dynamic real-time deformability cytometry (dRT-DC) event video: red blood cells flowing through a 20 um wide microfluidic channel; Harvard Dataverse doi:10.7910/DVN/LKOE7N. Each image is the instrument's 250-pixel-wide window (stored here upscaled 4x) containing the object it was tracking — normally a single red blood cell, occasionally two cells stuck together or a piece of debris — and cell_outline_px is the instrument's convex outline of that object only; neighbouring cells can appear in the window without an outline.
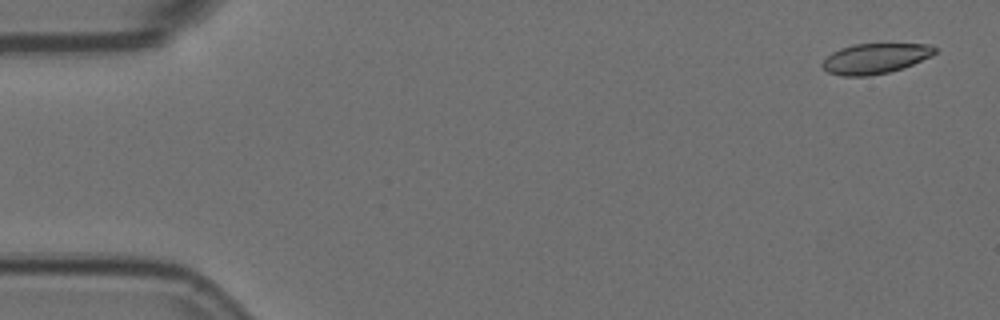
{"species": "Egyptian fruit bat (a non-hibernating species)", "species_latin": "Rousettus aegyptiacus", "temperature_condition": "room temperature", "stored_images_in_passage": 14, "camera_frame_rate_fps": 3000, "um_per_image_px": 0.085, "animal": {"sex": "female"}, "frame": {"image": 1, "passage_image": 1, "time_ms": 0.0, "image_size_px": [1000, 320], "cell_outline_px": [[936, 52], [932, 56], [904, 68], [888, 72], [868, 76], [840, 76], [828, 72], [820, 64], [832, 52], [840, 48], [856, 44], [932, 44], [936, 48]], "centroid_in_image_um": [74.41, 4.97], "position_along_channel_um": 10.6, "area_um2": 19.88}}
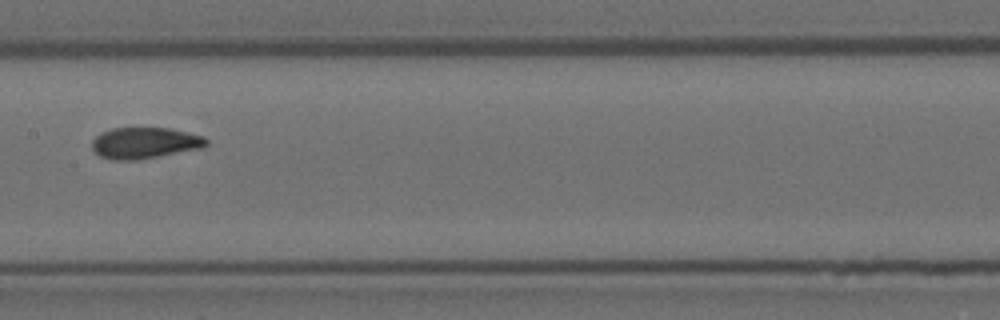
{"frame": {"image": 2, "passage_image": 7, "time_ms": 2.0, "image_size_px": [1000, 320], "cell_outline_px": [[208, 144], [204, 148], [136, 160], [112, 160], [100, 156], [92, 148], [92, 140], [100, 132], [112, 128], [168, 128], [188, 132], [204, 136], [208, 140]], "centroid_in_image_um": [12.32, 12.15], "position_along_channel_um": 195.1, "area_um2": 20.92}}
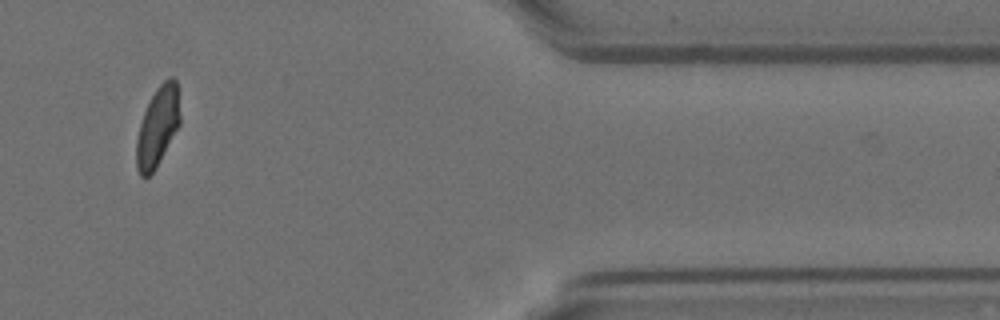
{"frame": {"image": 3, "passage_image": 12, "time_ms": 3.667, "image_size_px": [1000, 320], "cell_outline_px": [[180, 124], [156, 168], [144, 180], [140, 176], [136, 168], [136, 140], [140, 124], [144, 112], [156, 88], [168, 76], [172, 76], [176, 80], [180, 116]], "centroid_in_image_um": [13.39, 10.79], "position_along_channel_um": 398.0, "area_um2": 20.23}}